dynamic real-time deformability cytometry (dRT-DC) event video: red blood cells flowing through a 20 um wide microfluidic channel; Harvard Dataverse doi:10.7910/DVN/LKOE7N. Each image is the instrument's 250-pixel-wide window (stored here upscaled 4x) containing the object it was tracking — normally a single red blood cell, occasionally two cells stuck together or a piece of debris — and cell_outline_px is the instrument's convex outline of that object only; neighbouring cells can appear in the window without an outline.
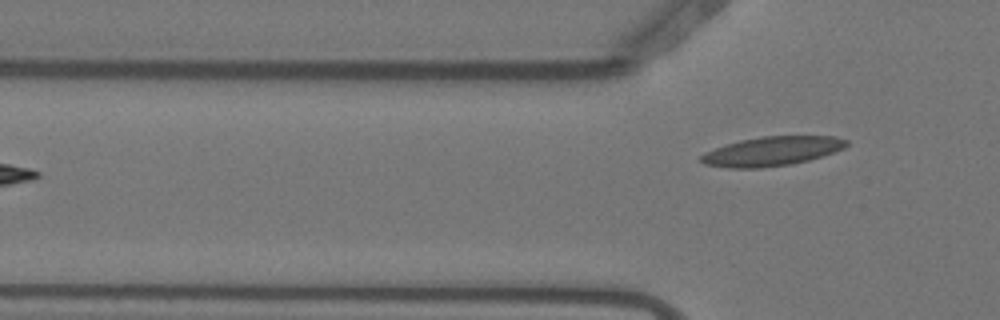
{"species": "Egyptian fruit bat (a non-hibernating species)", "species_latin": "Rousettus aegyptiacus", "temperature_condition": "warm", "stored_images_in_passage": 2, "camera_frame_rate_fps": 3000, "um_per_image_px": 0.085, "animal": {"sex": "female"}, "frame": {"image": 1, "passage_image": 2, "time_ms": 0.333, "image_size_px": [1000, 320], "cell_outline_px": [[848, 144], [844, 148], [808, 160], [792, 164], [760, 168], [728, 168], [704, 164], [700, 160], [700, 156], [704, 152], [740, 140], [760, 136], [836, 136], [848, 140]], "centroid_in_image_um": [65.6, 12.85], "position_along_channel_um": 60.2, "area_um2": 24.68}}